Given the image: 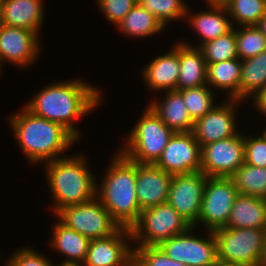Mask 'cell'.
I'll list each match as a JSON object with an SVG mask.
<instances>
[{
    "label": "cell",
    "instance_id": "1",
    "mask_svg": "<svg viewBox=\"0 0 266 266\" xmlns=\"http://www.w3.org/2000/svg\"><path fill=\"white\" fill-rule=\"evenodd\" d=\"M101 92L79 79L53 82L39 90L24 107L35 116L62 125L78 140L80 130L74 122L96 109L103 99Z\"/></svg>",
    "mask_w": 266,
    "mask_h": 266
},
{
    "label": "cell",
    "instance_id": "2",
    "mask_svg": "<svg viewBox=\"0 0 266 266\" xmlns=\"http://www.w3.org/2000/svg\"><path fill=\"white\" fill-rule=\"evenodd\" d=\"M22 109L8 121L26 160L38 165L66 157L63 153L77 139L62 125L35 116L25 107Z\"/></svg>",
    "mask_w": 266,
    "mask_h": 266
},
{
    "label": "cell",
    "instance_id": "3",
    "mask_svg": "<svg viewBox=\"0 0 266 266\" xmlns=\"http://www.w3.org/2000/svg\"><path fill=\"white\" fill-rule=\"evenodd\" d=\"M107 166L96 197L120 227L130 228L142 212L136 193V163L119 151Z\"/></svg>",
    "mask_w": 266,
    "mask_h": 266
},
{
    "label": "cell",
    "instance_id": "4",
    "mask_svg": "<svg viewBox=\"0 0 266 266\" xmlns=\"http://www.w3.org/2000/svg\"><path fill=\"white\" fill-rule=\"evenodd\" d=\"M81 155L72 154L46 162V179L54 200L50 208L54 215L64 207L90 201L96 196V177Z\"/></svg>",
    "mask_w": 266,
    "mask_h": 266
},
{
    "label": "cell",
    "instance_id": "5",
    "mask_svg": "<svg viewBox=\"0 0 266 266\" xmlns=\"http://www.w3.org/2000/svg\"><path fill=\"white\" fill-rule=\"evenodd\" d=\"M174 132L149 107L143 112L120 153L139 164H155Z\"/></svg>",
    "mask_w": 266,
    "mask_h": 266
},
{
    "label": "cell",
    "instance_id": "6",
    "mask_svg": "<svg viewBox=\"0 0 266 266\" xmlns=\"http://www.w3.org/2000/svg\"><path fill=\"white\" fill-rule=\"evenodd\" d=\"M191 225L168 203L143 210L130 227L137 246H158L161 242L186 232Z\"/></svg>",
    "mask_w": 266,
    "mask_h": 266
},
{
    "label": "cell",
    "instance_id": "7",
    "mask_svg": "<svg viewBox=\"0 0 266 266\" xmlns=\"http://www.w3.org/2000/svg\"><path fill=\"white\" fill-rule=\"evenodd\" d=\"M220 260L241 266H259L266 242L265 229L228 228L213 231Z\"/></svg>",
    "mask_w": 266,
    "mask_h": 266
},
{
    "label": "cell",
    "instance_id": "8",
    "mask_svg": "<svg viewBox=\"0 0 266 266\" xmlns=\"http://www.w3.org/2000/svg\"><path fill=\"white\" fill-rule=\"evenodd\" d=\"M55 216L68 228L91 240L110 236L120 228L96 196L90 201L64 207Z\"/></svg>",
    "mask_w": 266,
    "mask_h": 266
},
{
    "label": "cell",
    "instance_id": "9",
    "mask_svg": "<svg viewBox=\"0 0 266 266\" xmlns=\"http://www.w3.org/2000/svg\"><path fill=\"white\" fill-rule=\"evenodd\" d=\"M238 194L230 177H207L198 224L207 231L225 227Z\"/></svg>",
    "mask_w": 266,
    "mask_h": 266
},
{
    "label": "cell",
    "instance_id": "10",
    "mask_svg": "<svg viewBox=\"0 0 266 266\" xmlns=\"http://www.w3.org/2000/svg\"><path fill=\"white\" fill-rule=\"evenodd\" d=\"M190 227L186 232L175 235L158 247L171 259L187 266H212L217 257V243L213 231H207V239L195 236Z\"/></svg>",
    "mask_w": 266,
    "mask_h": 266
},
{
    "label": "cell",
    "instance_id": "11",
    "mask_svg": "<svg viewBox=\"0 0 266 266\" xmlns=\"http://www.w3.org/2000/svg\"><path fill=\"white\" fill-rule=\"evenodd\" d=\"M201 146V172L207 177H231L245 163L244 135Z\"/></svg>",
    "mask_w": 266,
    "mask_h": 266
},
{
    "label": "cell",
    "instance_id": "12",
    "mask_svg": "<svg viewBox=\"0 0 266 266\" xmlns=\"http://www.w3.org/2000/svg\"><path fill=\"white\" fill-rule=\"evenodd\" d=\"M207 176L199 171L173 175L167 202L192 226L198 224Z\"/></svg>",
    "mask_w": 266,
    "mask_h": 266
},
{
    "label": "cell",
    "instance_id": "13",
    "mask_svg": "<svg viewBox=\"0 0 266 266\" xmlns=\"http://www.w3.org/2000/svg\"><path fill=\"white\" fill-rule=\"evenodd\" d=\"M155 165L172 176L199 172L201 146L193 132L174 133Z\"/></svg>",
    "mask_w": 266,
    "mask_h": 266
},
{
    "label": "cell",
    "instance_id": "14",
    "mask_svg": "<svg viewBox=\"0 0 266 266\" xmlns=\"http://www.w3.org/2000/svg\"><path fill=\"white\" fill-rule=\"evenodd\" d=\"M129 241L130 228L125 227L110 236L92 239L82 266H133L134 247Z\"/></svg>",
    "mask_w": 266,
    "mask_h": 266
},
{
    "label": "cell",
    "instance_id": "15",
    "mask_svg": "<svg viewBox=\"0 0 266 266\" xmlns=\"http://www.w3.org/2000/svg\"><path fill=\"white\" fill-rule=\"evenodd\" d=\"M226 101L215 105L207 114L195 120L192 132L200 146L230 138L239 132L235 112L237 105L243 101L235 99H226Z\"/></svg>",
    "mask_w": 266,
    "mask_h": 266
},
{
    "label": "cell",
    "instance_id": "16",
    "mask_svg": "<svg viewBox=\"0 0 266 266\" xmlns=\"http://www.w3.org/2000/svg\"><path fill=\"white\" fill-rule=\"evenodd\" d=\"M38 40L39 35L35 31L0 24V72L3 62L18 67L33 63L41 47Z\"/></svg>",
    "mask_w": 266,
    "mask_h": 266
},
{
    "label": "cell",
    "instance_id": "17",
    "mask_svg": "<svg viewBox=\"0 0 266 266\" xmlns=\"http://www.w3.org/2000/svg\"><path fill=\"white\" fill-rule=\"evenodd\" d=\"M172 177L155 164L136 163V193L141 211L167 202Z\"/></svg>",
    "mask_w": 266,
    "mask_h": 266
},
{
    "label": "cell",
    "instance_id": "18",
    "mask_svg": "<svg viewBox=\"0 0 266 266\" xmlns=\"http://www.w3.org/2000/svg\"><path fill=\"white\" fill-rule=\"evenodd\" d=\"M207 2L206 11L190 14L188 8L185 20L188 19L189 24L191 23L192 28L201 36L202 39L198 45L191 43L189 46L200 48L203 44L215 40L219 36L225 35L230 32L235 26L231 22L228 11L220 0H204ZM190 15V16H189Z\"/></svg>",
    "mask_w": 266,
    "mask_h": 266
},
{
    "label": "cell",
    "instance_id": "19",
    "mask_svg": "<svg viewBox=\"0 0 266 266\" xmlns=\"http://www.w3.org/2000/svg\"><path fill=\"white\" fill-rule=\"evenodd\" d=\"M171 48L164 55L161 54L149 61L142 70V78L148 88L155 92L177 90L180 68L179 42Z\"/></svg>",
    "mask_w": 266,
    "mask_h": 266
},
{
    "label": "cell",
    "instance_id": "20",
    "mask_svg": "<svg viewBox=\"0 0 266 266\" xmlns=\"http://www.w3.org/2000/svg\"><path fill=\"white\" fill-rule=\"evenodd\" d=\"M43 0H3L0 24L39 33L43 24Z\"/></svg>",
    "mask_w": 266,
    "mask_h": 266
},
{
    "label": "cell",
    "instance_id": "21",
    "mask_svg": "<svg viewBox=\"0 0 266 266\" xmlns=\"http://www.w3.org/2000/svg\"><path fill=\"white\" fill-rule=\"evenodd\" d=\"M164 96L162 102L156 99L148 106L174 133L192 131L195 121L189 115L181 93L177 90L165 91Z\"/></svg>",
    "mask_w": 266,
    "mask_h": 266
},
{
    "label": "cell",
    "instance_id": "22",
    "mask_svg": "<svg viewBox=\"0 0 266 266\" xmlns=\"http://www.w3.org/2000/svg\"><path fill=\"white\" fill-rule=\"evenodd\" d=\"M225 227L266 230V199L238 194Z\"/></svg>",
    "mask_w": 266,
    "mask_h": 266
},
{
    "label": "cell",
    "instance_id": "23",
    "mask_svg": "<svg viewBox=\"0 0 266 266\" xmlns=\"http://www.w3.org/2000/svg\"><path fill=\"white\" fill-rule=\"evenodd\" d=\"M177 91L207 85V63L200 48L179 42Z\"/></svg>",
    "mask_w": 266,
    "mask_h": 266
},
{
    "label": "cell",
    "instance_id": "24",
    "mask_svg": "<svg viewBox=\"0 0 266 266\" xmlns=\"http://www.w3.org/2000/svg\"><path fill=\"white\" fill-rule=\"evenodd\" d=\"M52 228L51 248L68 258L64 259L62 263L82 265L86 259L91 239L68 228L60 220L54 223Z\"/></svg>",
    "mask_w": 266,
    "mask_h": 266
},
{
    "label": "cell",
    "instance_id": "25",
    "mask_svg": "<svg viewBox=\"0 0 266 266\" xmlns=\"http://www.w3.org/2000/svg\"><path fill=\"white\" fill-rule=\"evenodd\" d=\"M242 60L239 58L207 63V85L217 90H225L227 99L239 101ZM212 86V87H211Z\"/></svg>",
    "mask_w": 266,
    "mask_h": 266
},
{
    "label": "cell",
    "instance_id": "26",
    "mask_svg": "<svg viewBox=\"0 0 266 266\" xmlns=\"http://www.w3.org/2000/svg\"><path fill=\"white\" fill-rule=\"evenodd\" d=\"M116 28L128 37H148L164 31L162 22L138 3L130 10Z\"/></svg>",
    "mask_w": 266,
    "mask_h": 266
},
{
    "label": "cell",
    "instance_id": "27",
    "mask_svg": "<svg viewBox=\"0 0 266 266\" xmlns=\"http://www.w3.org/2000/svg\"><path fill=\"white\" fill-rule=\"evenodd\" d=\"M265 85L266 50L257 56L242 60L239 101L253 98Z\"/></svg>",
    "mask_w": 266,
    "mask_h": 266
},
{
    "label": "cell",
    "instance_id": "28",
    "mask_svg": "<svg viewBox=\"0 0 266 266\" xmlns=\"http://www.w3.org/2000/svg\"><path fill=\"white\" fill-rule=\"evenodd\" d=\"M230 178L239 194L266 199V167L244 163Z\"/></svg>",
    "mask_w": 266,
    "mask_h": 266
},
{
    "label": "cell",
    "instance_id": "29",
    "mask_svg": "<svg viewBox=\"0 0 266 266\" xmlns=\"http://www.w3.org/2000/svg\"><path fill=\"white\" fill-rule=\"evenodd\" d=\"M228 11L231 22L241 28L256 26L266 14V0H220Z\"/></svg>",
    "mask_w": 266,
    "mask_h": 266
},
{
    "label": "cell",
    "instance_id": "30",
    "mask_svg": "<svg viewBox=\"0 0 266 266\" xmlns=\"http://www.w3.org/2000/svg\"><path fill=\"white\" fill-rule=\"evenodd\" d=\"M178 91L181 93L184 105L194 121L207 114L215 106L213 100L217 96L208 85Z\"/></svg>",
    "mask_w": 266,
    "mask_h": 266
},
{
    "label": "cell",
    "instance_id": "31",
    "mask_svg": "<svg viewBox=\"0 0 266 266\" xmlns=\"http://www.w3.org/2000/svg\"><path fill=\"white\" fill-rule=\"evenodd\" d=\"M200 49L204 55L206 63H218L238 58L236 27L227 34L203 44Z\"/></svg>",
    "mask_w": 266,
    "mask_h": 266
},
{
    "label": "cell",
    "instance_id": "32",
    "mask_svg": "<svg viewBox=\"0 0 266 266\" xmlns=\"http://www.w3.org/2000/svg\"><path fill=\"white\" fill-rule=\"evenodd\" d=\"M236 47L238 58L246 60L266 50V37L257 26L236 28Z\"/></svg>",
    "mask_w": 266,
    "mask_h": 266
},
{
    "label": "cell",
    "instance_id": "33",
    "mask_svg": "<svg viewBox=\"0 0 266 266\" xmlns=\"http://www.w3.org/2000/svg\"><path fill=\"white\" fill-rule=\"evenodd\" d=\"M138 4L157 17L164 26L171 20L185 19L188 4L183 0H137Z\"/></svg>",
    "mask_w": 266,
    "mask_h": 266
},
{
    "label": "cell",
    "instance_id": "34",
    "mask_svg": "<svg viewBox=\"0 0 266 266\" xmlns=\"http://www.w3.org/2000/svg\"><path fill=\"white\" fill-rule=\"evenodd\" d=\"M133 266H187L169 258L158 246H135Z\"/></svg>",
    "mask_w": 266,
    "mask_h": 266
},
{
    "label": "cell",
    "instance_id": "35",
    "mask_svg": "<svg viewBox=\"0 0 266 266\" xmlns=\"http://www.w3.org/2000/svg\"><path fill=\"white\" fill-rule=\"evenodd\" d=\"M101 12L109 22L117 26L130 10L137 4V0H96Z\"/></svg>",
    "mask_w": 266,
    "mask_h": 266
},
{
    "label": "cell",
    "instance_id": "36",
    "mask_svg": "<svg viewBox=\"0 0 266 266\" xmlns=\"http://www.w3.org/2000/svg\"><path fill=\"white\" fill-rule=\"evenodd\" d=\"M245 163L256 167H266V139L264 136L244 135Z\"/></svg>",
    "mask_w": 266,
    "mask_h": 266
},
{
    "label": "cell",
    "instance_id": "37",
    "mask_svg": "<svg viewBox=\"0 0 266 266\" xmlns=\"http://www.w3.org/2000/svg\"><path fill=\"white\" fill-rule=\"evenodd\" d=\"M6 266H54L53 263L36 252L32 247H23L15 251L6 261Z\"/></svg>",
    "mask_w": 266,
    "mask_h": 266
},
{
    "label": "cell",
    "instance_id": "38",
    "mask_svg": "<svg viewBox=\"0 0 266 266\" xmlns=\"http://www.w3.org/2000/svg\"><path fill=\"white\" fill-rule=\"evenodd\" d=\"M256 110L263 113L266 116V85L252 98Z\"/></svg>",
    "mask_w": 266,
    "mask_h": 266
},
{
    "label": "cell",
    "instance_id": "39",
    "mask_svg": "<svg viewBox=\"0 0 266 266\" xmlns=\"http://www.w3.org/2000/svg\"><path fill=\"white\" fill-rule=\"evenodd\" d=\"M256 26L261 31V33L266 37V14L259 20Z\"/></svg>",
    "mask_w": 266,
    "mask_h": 266
},
{
    "label": "cell",
    "instance_id": "40",
    "mask_svg": "<svg viewBox=\"0 0 266 266\" xmlns=\"http://www.w3.org/2000/svg\"><path fill=\"white\" fill-rule=\"evenodd\" d=\"M212 266H241V265L217 259L216 262Z\"/></svg>",
    "mask_w": 266,
    "mask_h": 266
},
{
    "label": "cell",
    "instance_id": "41",
    "mask_svg": "<svg viewBox=\"0 0 266 266\" xmlns=\"http://www.w3.org/2000/svg\"><path fill=\"white\" fill-rule=\"evenodd\" d=\"M259 266H266V242H265V247H264L262 259H261Z\"/></svg>",
    "mask_w": 266,
    "mask_h": 266
},
{
    "label": "cell",
    "instance_id": "42",
    "mask_svg": "<svg viewBox=\"0 0 266 266\" xmlns=\"http://www.w3.org/2000/svg\"><path fill=\"white\" fill-rule=\"evenodd\" d=\"M54 266H82V265H79V264H71V263H60L59 265H55Z\"/></svg>",
    "mask_w": 266,
    "mask_h": 266
},
{
    "label": "cell",
    "instance_id": "43",
    "mask_svg": "<svg viewBox=\"0 0 266 266\" xmlns=\"http://www.w3.org/2000/svg\"><path fill=\"white\" fill-rule=\"evenodd\" d=\"M2 2H3V0H0V20L2 17Z\"/></svg>",
    "mask_w": 266,
    "mask_h": 266
},
{
    "label": "cell",
    "instance_id": "44",
    "mask_svg": "<svg viewBox=\"0 0 266 266\" xmlns=\"http://www.w3.org/2000/svg\"><path fill=\"white\" fill-rule=\"evenodd\" d=\"M262 135H263L264 138L266 139V128H265L264 131L262 132Z\"/></svg>",
    "mask_w": 266,
    "mask_h": 266
}]
</instances>
